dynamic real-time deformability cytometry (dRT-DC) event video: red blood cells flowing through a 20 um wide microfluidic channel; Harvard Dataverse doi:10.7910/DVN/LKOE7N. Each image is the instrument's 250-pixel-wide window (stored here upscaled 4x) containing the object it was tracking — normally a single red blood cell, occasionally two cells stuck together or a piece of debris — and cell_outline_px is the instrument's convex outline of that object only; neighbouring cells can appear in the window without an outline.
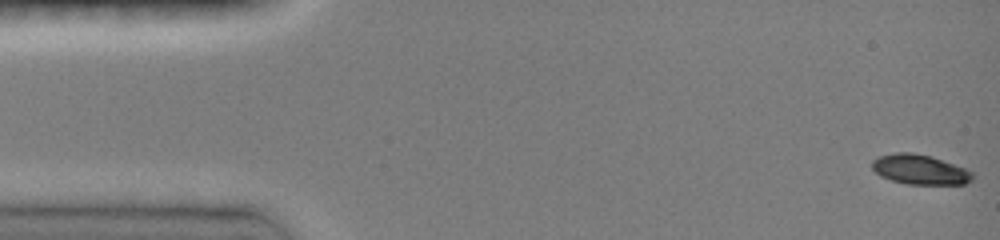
{"species": "common noctule bat (a hibernating species)", "species_latin": "Nyctalus noctula", "temperature_condition": "room temperature", "stored_images_in_passage": 61, "camera_frame_rate_fps": 3000, "um_per_image_px": 0.085, "animal": {"sex": "female", "body_mass_g": 19.0, "forearm_length_mm": 51.5}, "frame": {"image": 1, "passage_image": 1, "time_ms": 0.0, "image_size_px": [1000, 240], "cell_outline_px": [[972, 180], [964, 184], [908, 184], [892, 180], [880, 176], [872, 168], [872, 160], [880, 156], [896, 152], [912, 152], [932, 156], [964, 168], [972, 172]], "centroid_in_image_um": [78.17, 14.4], "position_along_channel_um": 6.8, "area_um2": 17.34}}
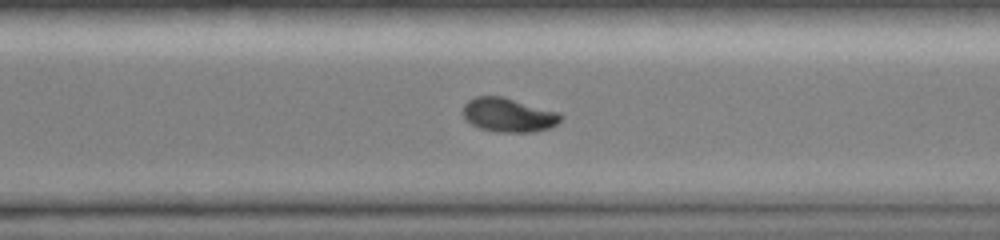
{"frame": {"image": 2, "passage_image": 41, "time_ms": 11.0, "image_size_px": [1000, 240], "cell_outline_px": [[564, 116], [556, 124], [548, 128], [532, 132], [496, 132], [480, 128], [464, 120], [464, 104], [468, 100], [476, 96], [504, 96], [560, 112]], "centroid_in_image_um": [43.23, 9.76], "position_along_channel_um": 327.4, "area_um2": 19.54}}
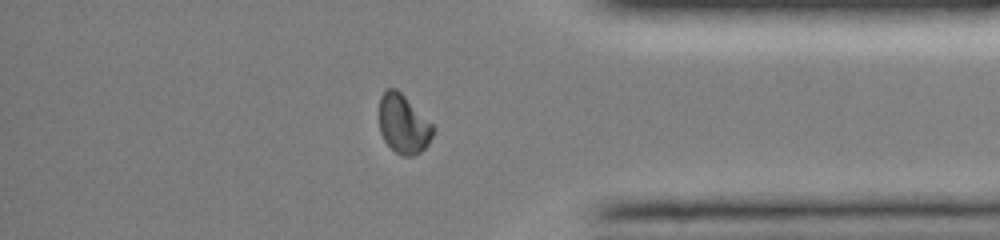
{"frame": {"image": 3, "passage_image": 49, "time_ms": 13.0, "image_size_px": [1000, 240], "cell_outline_px": [[436, 128], [428, 144], [420, 152], [412, 156], [404, 156], [396, 152], [384, 140], [380, 132], [380, 96], [388, 88], [396, 88]], "centroid_in_image_um": [34.29, 10.56], "position_along_channel_um": 400.9, "area_um2": 18.21}, "authors_computed_cell_mechanics": {"area_um2": 19.363, "velocity_mm_per_s": 4.0573, "shape_relaxation_time_tau1_ms": 5.5812, "shape_relaxation_time_tau2_ms": null, "deformation_change_tau1": 0.1839, "deformation_change_tau2": null}}